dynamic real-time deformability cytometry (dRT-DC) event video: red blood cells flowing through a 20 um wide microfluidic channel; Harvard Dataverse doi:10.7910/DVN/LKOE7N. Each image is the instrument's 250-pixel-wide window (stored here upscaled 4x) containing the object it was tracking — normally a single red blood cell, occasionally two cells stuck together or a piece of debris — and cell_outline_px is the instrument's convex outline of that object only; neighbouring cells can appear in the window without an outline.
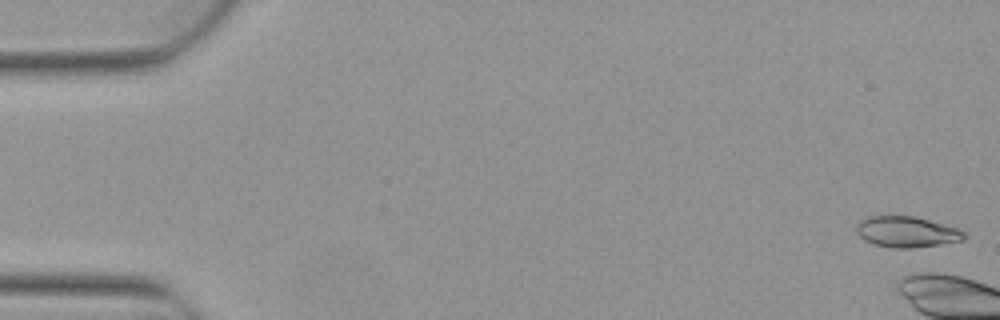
{"species": "Egyptian fruit bat (a non-hibernating species)", "species_latin": "Rousettus aegyptiacus", "temperature_condition": "warm", "stored_images_in_passage": 3, "camera_frame_rate_fps": 3000, "um_per_image_px": 0.085, "animal": {"sex": "female"}, "frame": {"image": 1, "passage_image": 1, "time_ms": 0.0, "image_size_px": [1000, 320], "cell_outline_px": [[968, 236], [964, 240], [940, 244], [912, 248], [892, 248], [876, 244], [864, 240], [856, 232], [856, 224], [860, 220], [868, 216], [916, 216], [960, 228]], "centroid_in_image_um": [77.1, 19.7], "position_along_channel_um": 7.9, "area_um2": 19.59}}